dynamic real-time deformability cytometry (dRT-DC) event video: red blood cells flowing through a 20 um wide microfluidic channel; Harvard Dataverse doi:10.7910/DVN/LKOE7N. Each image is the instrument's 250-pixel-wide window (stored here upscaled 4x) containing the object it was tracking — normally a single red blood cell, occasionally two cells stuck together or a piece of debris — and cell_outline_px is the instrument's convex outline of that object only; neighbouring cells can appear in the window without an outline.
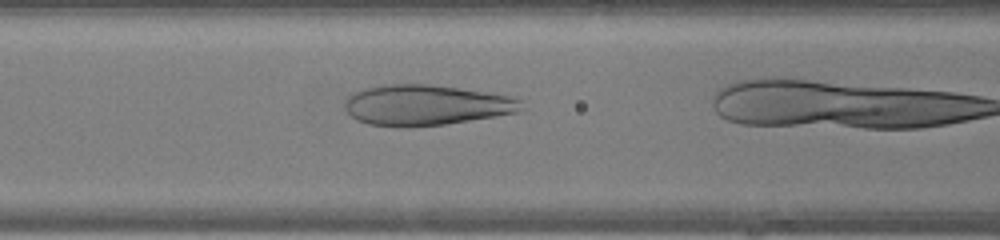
{"species": "human", "species_latin": "Homo sapiens", "temperature_condition": "warm", "stored_images_in_passage": 32, "camera_frame_rate_fps": 3000, "um_per_image_px": 0.085, "donor": {"sex": "female"}, "frame": {"image": 1, "passage_image": 14, "time_ms": 4.333, "image_size_px": [1000, 240], "cell_outline_px": [[528, 108], [520, 112], [496, 116], [444, 124], [408, 128], [368, 124], [356, 120], [344, 108], [344, 104], [348, 96], [352, 92], [364, 88], [388, 84], [428, 84], [460, 88], [512, 96], [524, 100]], "centroid_in_image_um": [36.26, 8.94], "position_along_channel_um": 130.3, "area_um2": 42.31}}
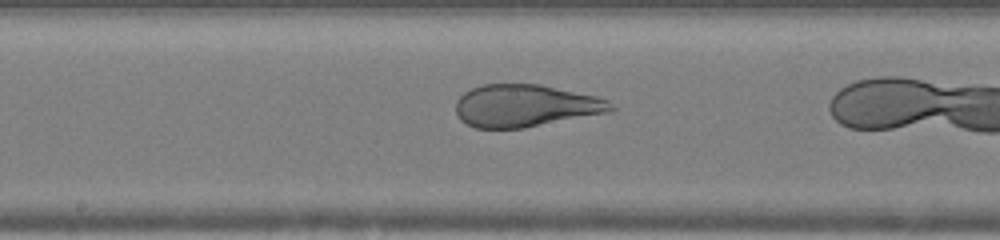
{"frame": {"image": 2, "passage_image": 19, "time_ms": 6.0, "image_size_px": [1000, 240], "cell_outline_px": [[616, 108], [608, 112], [524, 128], [476, 128], [460, 120], [456, 112], [456, 100], [464, 92], [472, 88], [484, 84], [540, 84], [596, 96], [608, 100]], "centroid_in_image_um": [44.64, 8.98], "position_along_channel_um": 203.6, "area_um2": 38.15}}